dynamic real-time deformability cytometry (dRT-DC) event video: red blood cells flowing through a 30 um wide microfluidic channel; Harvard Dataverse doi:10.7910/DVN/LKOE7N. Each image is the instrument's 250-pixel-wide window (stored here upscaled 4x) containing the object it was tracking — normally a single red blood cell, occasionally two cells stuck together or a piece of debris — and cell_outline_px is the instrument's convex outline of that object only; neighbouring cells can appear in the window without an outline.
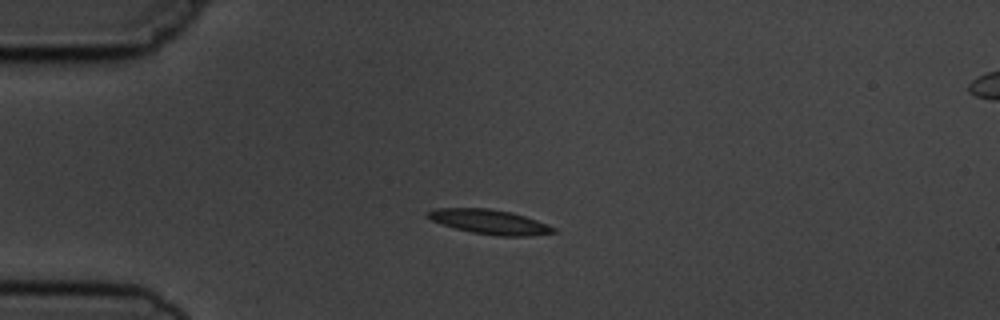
{"species": "common noctule bat (a hibernating species)", "species_latin": "Nyctalus noctula", "temperature_condition": "cold", "stored_images_in_passage": 8, "camera_frame_rate_fps": 3000, "um_per_image_px": 0.085, "animal": {"sex": "male", "body_mass_g": 19.5, "forearm_length_mm": 54.6}, "frame": {"image": 1, "passage_image": 3, "time_ms": 2.333, "image_size_px": [1000, 320], "cell_outline_px": [[556, 232], [532, 236], [500, 236], [472, 232], [456, 228], [432, 220], [424, 212], [436, 208], [488, 208], [512, 212], [548, 224], [556, 228]], "centroid_in_image_um": [41.65, 18.85], "position_along_channel_um": 43.3, "area_um2": 17.86}}
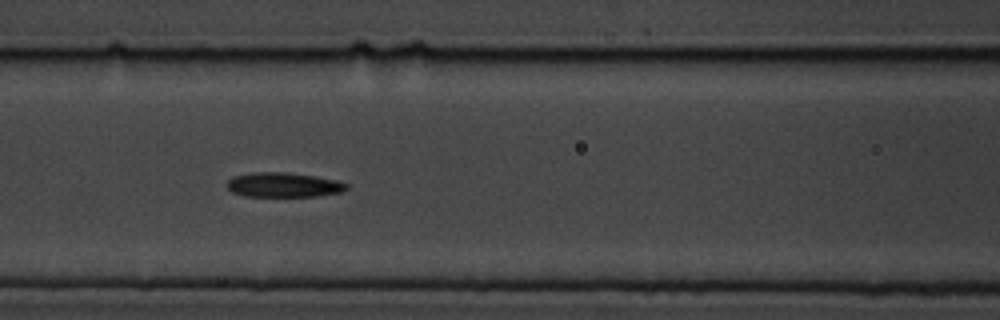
{"frame": {"image": 2, "passage_image": 6, "time_ms": 5.667, "image_size_px": [1000, 320], "cell_outline_px": [[348, 188], [340, 192], [316, 196], [244, 196], [232, 192], [228, 188], [228, 180], [232, 176], [252, 172], [288, 172], [336, 180], [348, 184]], "centroid_in_image_um": [24.07, 15.71], "position_along_channel_um": 142.5, "area_um2": 17.05}}
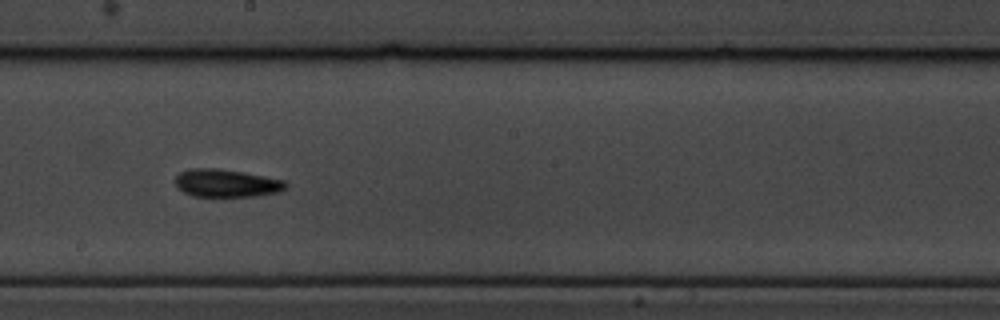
{"frame": {"image": 3, "passage_image": 8, "time_ms": 8.0, "image_size_px": [1000, 320], "cell_outline_px": [[288, 188], [280, 192], [256, 196], [192, 196], [176, 188], [176, 176], [180, 172], [188, 168], [216, 168], [244, 172], [284, 180], [288, 184]], "centroid_in_image_um": [19.26, 15.57], "position_along_channel_um": 228.9, "area_um2": 18.09}}